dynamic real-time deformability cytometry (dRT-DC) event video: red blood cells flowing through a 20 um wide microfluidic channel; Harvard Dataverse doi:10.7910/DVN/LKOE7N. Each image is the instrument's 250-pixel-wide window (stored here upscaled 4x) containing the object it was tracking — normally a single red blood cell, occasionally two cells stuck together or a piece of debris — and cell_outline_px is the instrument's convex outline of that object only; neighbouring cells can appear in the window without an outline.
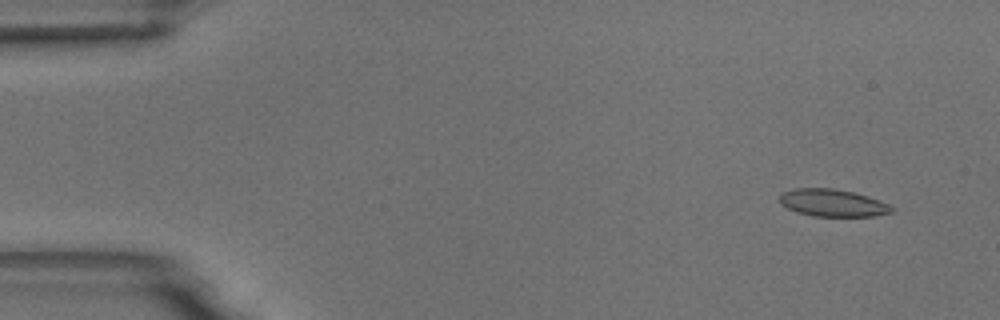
{"species": "common noctule bat (a hibernating species)", "species_latin": "Nyctalus noctula", "temperature_condition": "room temperature", "stored_images_in_passage": 14, "camera_frame_rate_fps": 3000, "um_per_image_px": 0.085, "animal": {"sex": "male", "body_mass_g": 18.8}, "frame": {"image": 1, "passage_image": 1, "time_ms": 0.0, "image_size_px": [1000, 320], "cell_outline_px": [[896, 208], [892, 212], [876, 216], [812, 216], [796, 212], [780, 204], [780, 192], [792, 188], [832, 188], [852, 192], [868, 196], [888, 204]], "centroid_in_image_um": [70.75, 17.24], "position_along_channel_um": 14.2, "area_um2": 17.98}}
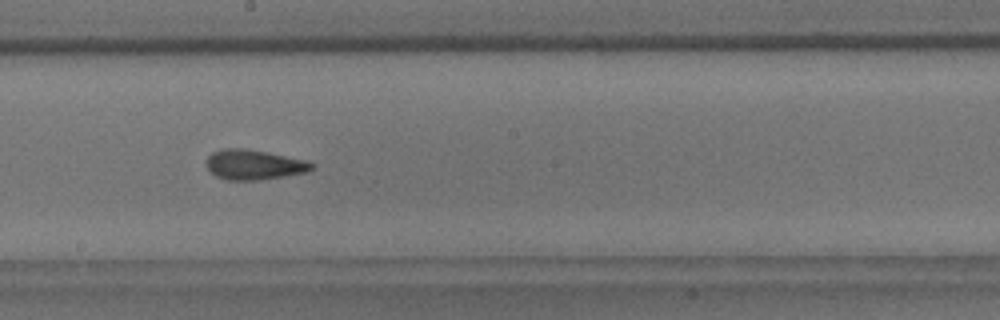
{"frame": {"image": 2, "passage_image": 8, "time_ms": 8.667, "image_size_px": [1000, 320], "cell_outline_px": [[316, 164], [308, 172], [260, 180], [228, 180], [216, 176], [204, 164], [208, 156], [212, 152], [220, 148], [244, 148], [268, 152], [304, 160]], "centroid_in_image_um": [21.56, 13.99], "position_along_channel_um": 226.6, "area_um2": 18.5}}
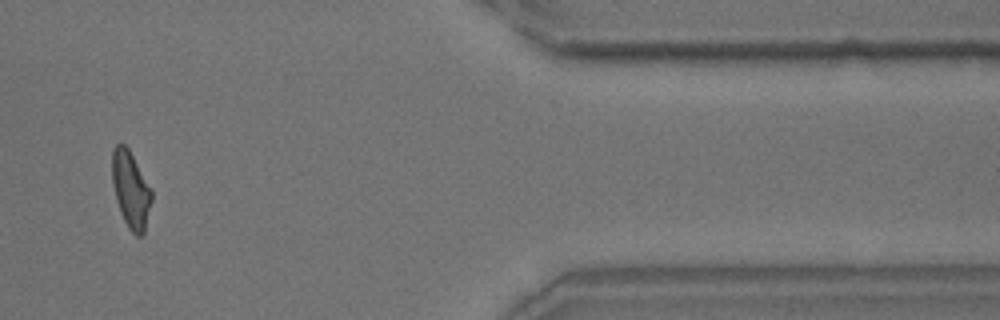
{"frame": {"image": 3, "passage_image": 12, "time_ms": 14.333, "image_size_px": [1000, 320], "cell_outline_px": [[152, 200], [144, 232], [140, 236], [136, 236], [128, 228], [120, 212], [116, 200], [112, 180], [112, 148], [120, 140], [128, 148], [152, 188]], "centroid_in_image_um": [11.11, 16.09], "position_along_channel_um": 400.3, "area_um2": 17.86}, "authors_computed_cell_mechanics": {"area_um2": 17.918, "velocity_mm_per_s": 3.735, "shape_relaxation_time_tau1_ms": null, "shape_relaxation_time_tau2_ms": 2.3474, "deformation_change_tau1": null, "deformation_change_tau2": 0.0747}}